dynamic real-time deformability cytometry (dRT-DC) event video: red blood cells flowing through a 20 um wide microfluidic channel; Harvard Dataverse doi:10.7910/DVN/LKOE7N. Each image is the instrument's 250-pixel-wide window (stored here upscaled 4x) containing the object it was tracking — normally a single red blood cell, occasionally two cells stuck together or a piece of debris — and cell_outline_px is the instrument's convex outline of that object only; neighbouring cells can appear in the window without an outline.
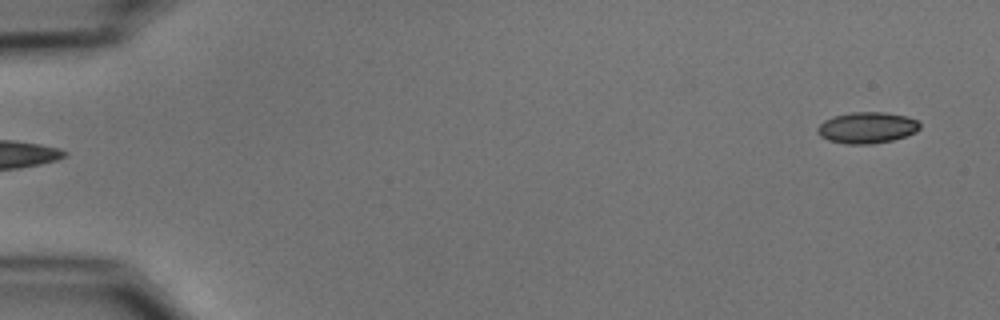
{"species": "common noctule bat (a hibernating species)", "species_latin": "Nyctalus noctula", "temperature_condition": "cold", "stored_images_in_passage": 55, "camera_frame_rate_fps": 3000, "um_per_image_px": 0.085, "animal": {"sex": "male", "body_mass_g": 15.6}, "frame": {"image": 1, "passage_image": 3, "time_ms": 0.667, "image_size_px": [1000, 320], "cell_outline_px": [[920, 128], [916, 132], [892, 140], [872, 144], [844, 144], [828, 140], [820, 136], [816, 132], [816, 128], [824, 120], [832, 116], [852, 112], [884, 112], [904, 116], [916, 120], [920, 124]], "centroid_in_image_um": [73.65, 10.86], "position_along_channel_um": 11.4, "area_um2": 18.67}}
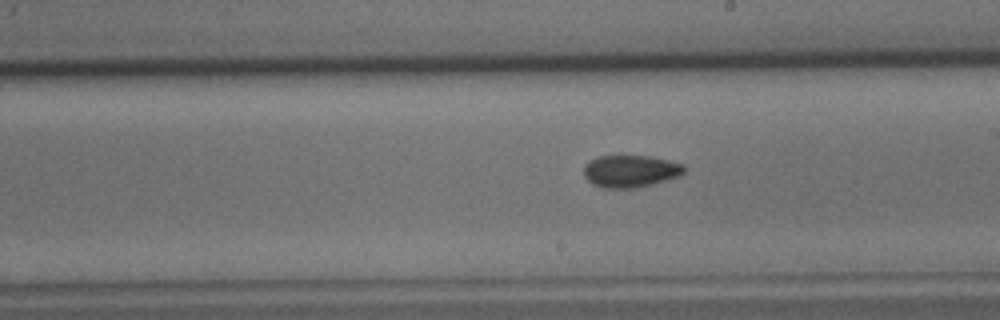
{"frame": {"image": 2, "passage_image": 32, "time_ms": 10.333, "image_size_px": [1000, 320], "cell_outline_px": [[684, 172], [676, 176], [652, 184], [632, 188], [604, 188], [592, 184], [584, 176], [584, 164], [588, 160], [596, 156], [648, 156], [668, 160], [684, 164]], "centroid_in_image_um": [53.52, 14.54], "position_along_channel_um": 235.5, "area_um2": 18.73}}
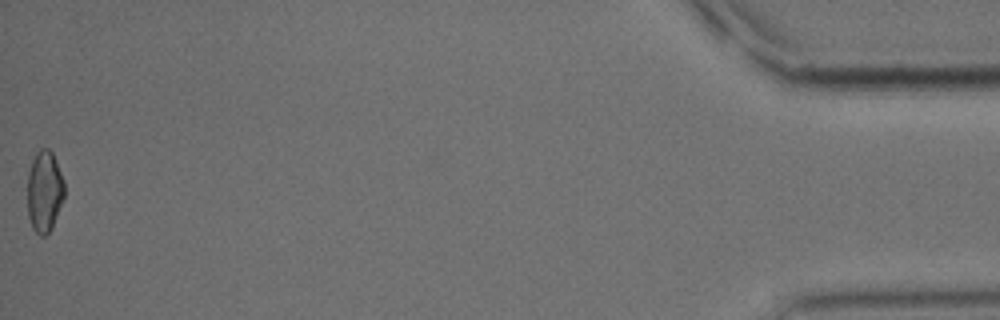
{"frame": {"image": 3, "passage_image": 55, "time_ms": 18.0, "image_size_px": [1000, 320], "cell_outline_px": [[64, 196], [52, 228], [44, 236], [40, 236], [32, 228], [28, 216], [28, 172], [32, 160], [36, 152], [40, 148], [48, 148], [52, 152], [64, 180]], "centroid_in_image_um": [3.77, 16.26], "position_along_channel_um": 431.4, "area_um2": 17.51}, "authors_computed_cell_mechanics": {"area_um2": 18.4382, "velocity_mm_per_s": 3.7193, "shape_relaxation_time_tau1_ms": 4.5806, "shape_relaxation_time_tau2_ms": 4.3475, "deformation_change_tau1": 0.093, "deformation_change_tau2": 0.0825}}